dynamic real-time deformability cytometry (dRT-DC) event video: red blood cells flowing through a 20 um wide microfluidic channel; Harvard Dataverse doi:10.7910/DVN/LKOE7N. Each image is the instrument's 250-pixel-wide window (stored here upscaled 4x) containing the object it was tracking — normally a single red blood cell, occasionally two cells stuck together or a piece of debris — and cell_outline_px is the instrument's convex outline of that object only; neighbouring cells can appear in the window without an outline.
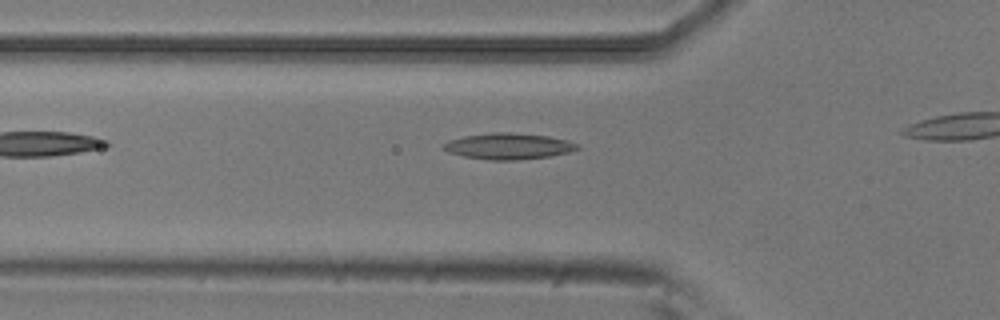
{"species": "common noctule bat (a hibernating species)", "species_latin": "Nyctalus noctula", "temperature_condition": "room temperature", "stored_images_in_passage": 7, "camera_frame_rate_fps": 3000, "um_per_image_px": 0.085, "animal": {"sex": "male", "body_mass_g": 20.5, "forearm_length_mm": 52.5}, "frame": {"image": 1, "passage_image": 2, "time_ms": 0.333, "image_size_px": [1000, 320], "cell_outline_px": [[580, 148], [568, 152], [548, 156], [516, 160], [492, 160], [464, 156], [448, 152], [440, 148], [448, 140], [464, 136], [492, 132], [508, 132], [548, 136], [568, 140], [580, 144]], "centroid_in_image_um": [43.21, 12.42], "position_along_channel_um": 82.6, "area_um2": 20.35}}
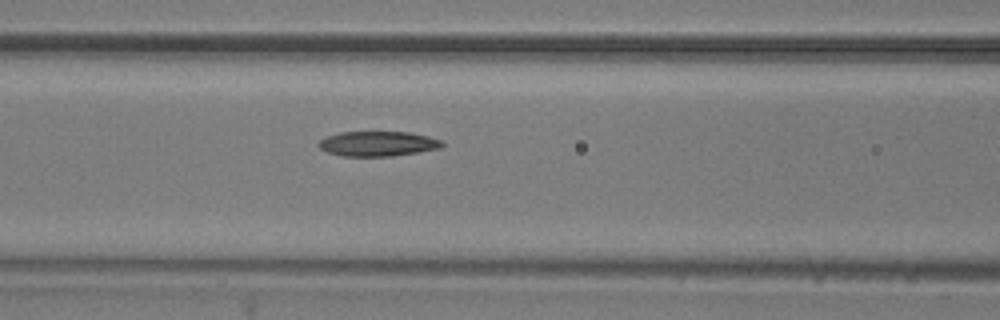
{"frame": {"image": 2, "passage_image": 6, "time_ms": 1.667, "image_size_px": [1000, 320], "cell_outline_px": [[444, 144], [440, 148], [392, 156], [340, 156], [328, 152], [320, 148], [316, 144], [320, 140], [328, 136], [340, 132], [408, 132], [428, 136], [444, 140]], "centroid_in_image_um": [32.12, 12.21], "position_along_channel_um": 134.5, "area_um2": 17.92}}